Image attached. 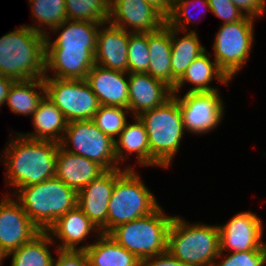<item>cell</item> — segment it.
<instances>
[{"label": "cell", "instance_id": "obj_4", "mask_svg": "<svg viewBox=\"0 0 266 266\" xmlns=\"http://www.w3.org/2000/svg\"><path fill=\"white\" fill-rule=\"evenodd\" d=\"M167 251L188 266H214L220 254L218 224H190L174 216L168 231Z\"/></svg>", "mask_w": 266, "mask_h": 266}, {"label": "cell", "instance_id": "obj_18", "mask_svg": "<svg viewBox=\"0 0 266 266\" xmlns=\"http://www.w3.org/2000/svg\"><path fill=\"white\" fill-rule=\"evenodd\" d=\"M130 116L161 106L173 96L172 89L148 73H128Z\"/></svg>", "mask_w": 266, "mask_h": 266}, {"label": "cell", "instance_id": "obj_1", "mask_svg": "<svg viewBox=\"0 0 266 266\" xmlns=\"http://www.w3.org/2000/svg\"><path fill=\"white\" fill-rule=\"evenodd\" d=\"M14 135L0 155V161L6 169L5 184L14 189L12 196L20 188L41 183L56 175L60 145L53 141L29 139L17 131Z\"/></svg>", "mask_w": 266, "mask_h": 266}, {"label": "cell", "instance_id": "obj_24", "mask_svg": "<svg viewBox=\"0 0 266 266\" xmlns=\"http://www.w3.org/2000/svg\"><path fill=\"white\" fill-rule=\"evenodd\" d=\"M35 132L20 133L22 136L43 141L61 143L68 121L62 111L45 95L32 115Z\"/></svg>", "mask_w": 266, "mask_h": 266}, {"label": "cell", "instance_id": "obj_10", "mask_svg": "<svg viewBox=\"0 0 266 266\" xmlns=\"http://www.w3.org/2000/svg\"><path fill=\"white\" fill-rule=\"evenodd\" d=\"M46 96L62 111L65 119L92 120L100 103L85 79L43 78Z\"/></svg>", "mask_w": 266, "mask_h": 266}, {"label": "cell", "instance_id": "obj_14", "mask_svg": "<svg viewBox=\"0 0 266 266\" xmlns=\"http://www.w3.org/2000/svg\"><path fill=\"white\" fill-rule=\"evenodd\" d=\"M124 171L121 168L106 170L77 192V206L96 228L107 234V215L115 180Z\"/></svg>", "mask_w": 266, "mask_h": 266}, {"label": "cell", "instance_id": "obj_17", "mask_svg": "<svg viewBox=\"0 0 266 266\" xmlns=\"http://www.w3.org/2000/svg\"><path fill=\"white\" fill-rule=\"evenodd\" d=\"M130 34L131 32L110 22L100 24L97 33L95 64L129 73L127 54Z\"/></svg>", "mask_w": 266, "mask_h": 266}, {"label": "cell", "instance_id": "obj_13", "mask_svg": "<svg viewBox=\"0 0 266 266\" xmlns=\"http://www.w3.org/2000/svg\"><path fill=\"white\" fill-rule=\"evenodd\" d=\"M9 195L2 194L0 200V246L7 254L41 232L25 213L21 203Z\"/></svg>", "mask_w": 266, "mask_h": 266}, {"label": "cell", "instance_id": "obj_40", "mask_svg": "<svg viewBox=\"0 0 266 266\" xmlns=\"http://www.w3.org/2000/svg\"><path fill=\"white\" fill-rule=\"evenodd\" d=\"M142 266H188L178 258L172 256L168 251L148 257L142 261Z\"/></svg>", "mask_w": 266, "mask_h": 266}, {"label": "cell", "instance_id": "obj_32", "mask_svg": "<svg viewBox=\"0 0 266 266\" xmlns=\"http://www.w3.org/2000/svg\"><path fill=\"white\" fill-rule=\"evenodd\" d=\"M110 0H65L68 20L103 24L109 22Z\"/></svg>", "mask_w": 266, "mask_h": 266}, {"label": "cell", "instance_id": "obj_41", "mask_svg": "<svg viewBox=\"0 0 266 266\" xmlns=\"http://www.w3.org/2000/svg\"><path fill=\"white\" fill-rule=\"evenodd\" d=\"M155 10H157L166 20L173 11L175 0H145Z\"/></svg>", "mask_w": 266, "mask_h": 266}, {"label": "cell", "instance_id": "obj_9", "mask_svg": "<svg viewBox=\"0 0 266 266\" xmlns=\"http://www.w3.org/2000/svg\"><path fill=\"white\" fill-rule=\"evenodd\" d=\"M60 145L71 153L98 163L105 170L120 168L115 156L114 140L103 133L92 120L68 122Z\"/></svg>", "mask_w": 266, "mask_h": 266}, {"label": "cell", "instance_id": "obj_33", "mask_svg": "<svg viewBox=\"0 0 266 266\" xmlns=\"http://www.w3.org/2000/svg\"><path fill=\"white\" fill-rule=\"evenodd\" d=\"M127 112H130L128 108L100 105L92 121L103 133L115 140L129 122Z\"/></svg>", "mask_w": 266, "mask_h": 266}, {"label": "cell", "instance_id": "obj_5", "mask_svg": "<svg viewBox=\"0 0 266 266\" xmlns=\"http://www.w3.org/2000/svg\"><path fill=\"white\" fill-rule=\"evenodd\" d=\"M14 198L41 231H47L59 217L77 206V192L56 176L20 188Z\"/></svg>", "mask_w": 266, "mask_h": 266}, {"label": "cell", "instance_id": "obj_27", "mask_svg": "<svg viewBox=\"0 0 266 266\" xmlns=\"http://www.w3.org/2000/svg\"><path fill=\"white\" fill-rule=\"evenodd\" d=\"M85 253L89 266H142V262L133 253L105 233H100Z\"/></svg>", "mask_w": 266, "mask_h": 266}, {"label": "cell", "instance_id": "obj_23", "mask_svg": "<svg viewBox=\"0 0 266 266\" xmlns=\"http://www.w3.org/2000/svg\"><path fill=\"white\" fill-rule=\"evenodd\" d=\"M211 53L207 50L196 58L186 69L183 76L176 82L175 88L172 90L173 95H178L182 90V86L187 83L193 85L188 88L186 93L214 92L219 90L211 86L213 80L221 84L228 85L231 81L227 75L219 68L217 62L210 58Z\"/></svg>", "mask_w": 266, "mask_h": 266}, {"label": "cell", "instance_id": "obj_35", "mask_svg": "<svg viewBox=\"0 0 266 266\" xmlns=\"http://www.w3.org/2000/svg\"><path fill=\"white\" fill-rule=\"evenodd\" d=\"M190 6H192L193 8L194 7L201 8L202 6L204 9H206L205 11H210V5L208 3V0H175L173 11L171 15L169 16V18L167 19V23L172 28H175L180 31H184V32L195 31V30H190V28H188L189 27L188 25L193 26L192 24L196 23L194 21L195 19L193 18L191 14V11H189ZM201 13H205V12L202 11Z\"/></svg>", "mask_w": 266, "mask_h": 266}, {"label": "cell", "instance_id": "obj_25", "mask_svg": "<svg viewBox=\"0 0 266 266\" xmlns=\"http://www.w3.org/2000/svg\"><path fill=\"white\" fill-rule=\"evenodd\" d=\"M132 118L135 120L134 123H126L125 128L114 140L117 164L126 162V159L134 153L139 165L150 166V148L146 128L138 116H132Z\"/></svg>", "mask_w": 266, "mask_h": 266}, {"label": "cell", "instance_id": "obj_43", "mask_svg": "<svg viewBox=\"0 0 266 266\" xmlns=\"http://www.w3.org/2000/svg\"><path fill=\"white\" fill-rule=\"evenodd\" d=\"M5 258H7V253L0 246V266L3 263V260L5 261Z\"/></svg>", "mask_w": 266, "mask_h": 266}, {"label": "cell", "instance_id": "obj_2", "mask_svg": "<svg viewBox=\"0 0 266 266\" xmlns=\"http://www.w3.org/2000/svg\"><path fill=\"white\" fill-rule=\"evenodd\" d=\"M46 36L27 25L0 37V75L15 81L45 76Z\"/></svg>", "mask_w": 266, "mask_h": 266}, {"label": "cell", "instance_id": "obj_22", "mask_svg": "<svg viewBox=\"0 0 266 266\" xmlns=\"http://www.w3.org/2000/svg\"><path fill=\"white\" fill-rule=\"evenodd\" d=\"M105 171L98 163L71 153L59 145L55 176L76 192H79Z\"/></svg>", "mask_w": 266, "mask_h": 266}, {"label": "cell", "instance_id": "obj_29", "mask_svg": "<svg viewBox=\"0 0 266 266\" xmlns=\"http://www.w3.org/2000/svg\"><path fill=\"white\" fill-rule=\"evenodd\" d=\"M45 95L43 78L15 81L5 103L13 113L32 117Z\"/></svg>", "mask_w": 266, "mask_h": 266}, {"label": "cell", "instance_id": "obj_6", "mask_svg": "<svg viewBox=\"0 0 266 266\" xmlns=\"http://www.w3.org/2000/svg\"><path fill=\"white\" fill-rule=\"evenodd\" d=\"M159 203L133 166L127 165L115 180L107 215V234L117 226L145 217Z\"/></svg>", "mask_w": 266, "mask_h": 266}, {"label": "cell", "instance_id": "obj_15", "mask_svg": "<svg viewBox=\"0 0 266 266\" xmlns=\"http://www.w3.org/2000/svg\"><path fill=\"white\" fill-rule=\"evenodd\" d=\"M109 22L131 33H152L167 20L145 0H110ZM131 30H130V29Z\"/></svg>", "mask_w": 266, "mask_h": 266}, {"label": "cell", "instance_id": "obj_20", "mask_svg": "<svg viewBox=\"0 0 266 266\" xmlns=\"http://www.w3.org/2000/svg\"><path fill=\"white\" fill-rule=\"evenodd\" d=\"M99 27V23L67 19L51 30L58 33L54 41L46 35V50H90L95 55Z\"/></svg>", "mask_w": 266, "mask_h": 266}, {"label": "cell", "instance_id": "obj_36", "mask_svg": "<svg viewBox=\"0 0 266 266\" xmlns=\"http://www.w3.org/2000/svg\"><path fill=\"white\" fill-rule=\"evenodd\" d=\"M217 260L219 261L222 260V261L219 262ZM264 265H266V246L260 250L232 252L229 253L228 255L225 252H220L214 263V266H264Z\"/></svg>", "mask_w": 266, "mask_h": 266}, {"label": "cell", "instance_id": "obj_7", "mask_svg": "<svg viewBox=\"0 0 266 266\" xmlns=\"http://www.w3.org/2000/svg\"><path fill=\"white\" fill-rule=\"evenodd\" d=\"M173 218L174 215H166L159 206L145 217L117 226L109 235L142 262L167 251L168 231Z\"/></svg>", "mask_w": 266, "mask_h": 266}, {"label": "cell", "instance_id": "obj_37", "mask_svg": "<svg viewBox=\"0 0 266 266\" xmlns=\"http://www.w3.org/2000/svg\"><path fill=\"white\" fill-rule=\"evenodd\" d=\"M210 12L218 17L222 23H234L245 17L231 0H208Z\"/></svg>", "mask_w": 266, "mask_h": 266}, {"label": "cell", "instance_id": "obj_11", "mask_svg": "<svg viewBox=\"0 0 266 266\" xmlns=\"http://www.w3.org/2000/svg\"><path fill=\"white\" fill-rule=\"evenodd\" d=\"M220 91L185 93L178 98L184 129L192 134H206L220 125L224 117L225 105Z\"/></svg>", "mask_w": 266, "mask_h": 266}, {"label": "cell", "instance_id": "obj_19", "mask_svg": "<svg viewBox=\"0 0 266 266\" xmlns=\"http://www.w3.org/2000/svg\"><path fill=\"white\" fill-rule=\"evenodd\" d=\"M100 105L128 108V73L95 64L85 79Z\"/></svg>", "mask_w": 266, "mask_h": 266}, {"label": "cell", "instance_id": "obj_34", "mask_svg": "<svg viewBox=\"0 0 266 266\" xmlns=\"http://www.w3.org/2000/svg\"><path fill=\"white\" fill-rule=\"evenodd\" d=\"M129 73H146L149 68L150 54L148 33H131L128 42Z\"/></svg>", "mask_w": 266, "mask_h": 266}, {"label": "cell", "instance_id": "obj_16", "mask_svg": "<svg viewBox=\"0 0 266 266\" xmlns=\"http://www.w3.org/2000/svg\"><path fill=\"white\" fill-rule=\"evenodd\" d=\"M47 232L54 242L56 239L57 243L60 241L56 244L59 250L74 251H85L91 245L83 244L89 235L95 233L96 239L101 233L78 206L59 217Z\"/></svg>", "mask_w": 266, "mask_h": 266}, {"label": "cell", "instance_id": "obj_12", "mask_svg": "<svg viewBox=\"0 0 266 266\" xmlns=\"http://www.w3.org/2000/svg\"><path fill=\"white\" fill-rule=\"evenodd\" d=\"M229 222L219 226L220 252H243L260 250L266 246L262 241L263 222L251 211L239 212Z\"/></svg>", "mask_w": 266, "mask_h": 266}, {"label": "cell", "instance_id": "obj_28", "mask_svg": "<svg viewBox=\"0 0 266 266\" xmlns=\"http://www.w3.org/2000/svg\"><path fill=\"white\" fill-rule=\"evenodd\" d=\"M180 30L171 27V71L177 82L189 65L203 54L206 49L201 45L196 31H185L180 37Z\"/></svg>", "mask_w": 266, "mask_h": 266}, {"label": "cell", "instance_id": "obj_26", "mask_svg": "<svg viewBox=\"0 0 266 266\" xmlns=\"http://www.w3.org/2000/svg\"><path fill=\"white\" fill-rule=\"evenodd\" d=\"M150 54L149 68L146 73L162 81L172 90L176 81L171 71V26L166 24L156 32L148 33Z\"/></svg>", "mask_w": 266, "mask_h": 266}, {"label": "cell", "instance_id": "obj_38", "mask_svg": "<svg viewBox=\"0 0 266 266\" xmlns=\"http://www.w3.org/2000/svg\"><path fill=\"white\" fill-rule=\"evenodd\" d=\"M55 249L58 256L54 259L53 266H89L85 251Z\"/></svg>", "mask_w": 266, "mask_h": 266}, {"label": "cell", "instance_id": "obj_21", "mask_svg": "<svg viewBox=\"0 0 266 266\" xmlns=\"http://www.w3.org/2000/svg\"><path fill=\"white\" fill-rule=\"evenodd\" d=\"M94 65L95 55L90 50H46L44 78L86 79Z\"/></svg>", "mask_w": 266, "mask_h": 266}, {"label": "cell", "instance_id": "obj_39", "mask_svg": "<svg viewBox=\"0 0 266 266\" xmlns=\"http://www.w3.org/2000/svg\"><path fill=\"white\" fill-rule=\"evenodd\" d=\"M231 2L245 16L257 18L262 17L266 11V0H231Z\"/></svg>", "mask_w": 266, "mask_h": 266}, {"label": "cell", "instance_id": "obj_3", "mask_svg": "<svg viewBox=\"0 0 266 266\" xmlns=\"http://www.w3.org/2000/svg\"><path fill=\"white\" fill-rule=\"evenodd\" d=\"M149 140L150 166L171 167L185 135L178 98L173 95L161 106L141 113Z\"/></svg>", "mask_w": 266, "mask_h": 266}, {"label": "cell", "instance_id": "obj_8", "mask_svg": "<svg viewBox=\"0 0 266 266\" xmlns=\"http://www.w3.org/2000/svg\"><path fill=\"white\" fill-rule=\"evenodd\" d=\"M255 18L245 16L234 23H223L213 41L212 60L232 80L247 63L255 41Z\"/></svg>", "mask_w": 266, "mask_h": 266}, {"label": "cell", "instance_id": "obj_31", "mask_svg": "<svg viewBox=\"0 0 266 266\" xmlns=\"http://www.w3.org/2000/svg\"><path fill=\"white\" fill-rule=\"evenodd\" d=\"M27 2L31 8V17L35 23L37 22V25L33 23V26H27L45 36L50 33L45 27L51 31L67 20L65 0H27Z\"/></svg>", "mask_w": 266, "mask_h": 266}, {"label": "cell", "instance_id": "obj_42", "mask_svg": "<svg viewBox=\"0 0 266 266\" xmlns=\"http://www.w3.org/2000/svg\"><path fill=\"white\" fill-rule=\"evenodd\" d=\"M14 82L15 80L0 75V108L3 104L5 105L6 98Z\"/></svg>", "mask_w": 266, "mask_h": 266}, {"label": "cell", "instance_id": "obj_30", "mask_svg": "<svg viewBox=\"0 0 266 266\" xmlns=\"http://www.w3.org/2000/svg\"><path fill=\"white\" fill-rule=\"evenodd\" d=\"M56 242L47 231H41L32 240L7 254L11 266H53L54 258L49 245Z\"/></svg>", "mask_w": 266, "mask_h": 266}]
</instances>
